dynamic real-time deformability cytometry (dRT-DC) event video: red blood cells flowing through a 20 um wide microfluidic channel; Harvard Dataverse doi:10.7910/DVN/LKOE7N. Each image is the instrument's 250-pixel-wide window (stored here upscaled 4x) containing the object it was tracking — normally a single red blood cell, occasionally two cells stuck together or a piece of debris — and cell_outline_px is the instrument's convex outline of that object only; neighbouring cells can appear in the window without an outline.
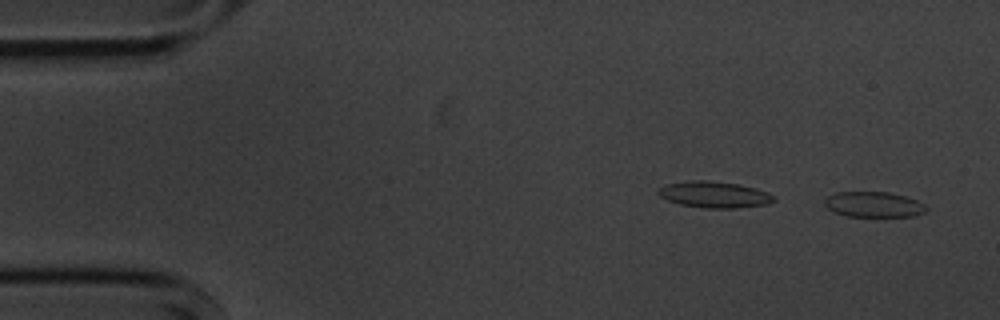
{"species": "common noctule bat (a hibernating species)", "species_latin": "Nyctalus noctula", "temperature_condition": "cold", "stored_images_in_passage": 4, "camera_frame_rate_fps": 3000, "um_per_image_px": 0.085, "animal": {"sex": "male", "body_mass_g": 20.1, "forearm_length_mm": 53.5}, "frame": {"image": 1, "passage_image": 1, "time_ms": 0.0, "image_size_px": [1000, 320], "cell_outline_px": [[928, 208], [924, 212], [916, 216], [848, 216], [836, 212], [828, 208], [824, 204], [824, 200], [828, 196], [836, 192], [888, 192], [904, 196], [916, 200], [924, 204]], "centroid_in_image_um": [74.27, 17.38], "position_along_channel_um": 10.7, "area_um2": 14.91}}
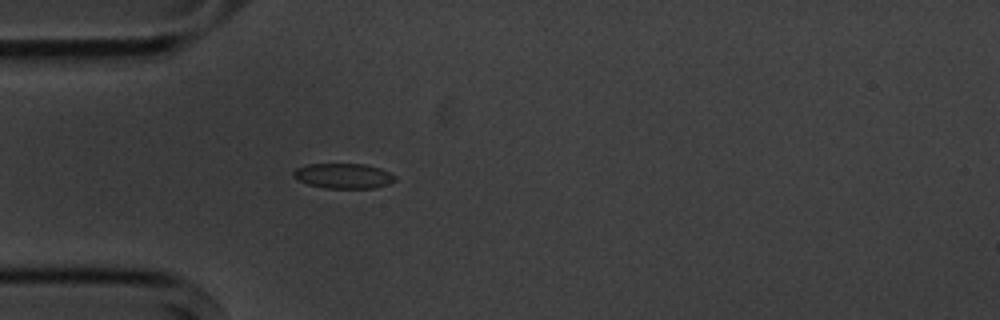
{"frame": {"image": 2, "passage_image": 4, "time_ms": 4.333, "image_size_px": [1000, 320], "cell_outline_px": [[396, 180], [388, 184], [372, 188], [328, 188], [308, 184], [292, 176], [292, 172], [296, 168], [308, 164], [364, 164], [380, 168], [396, 176]], "centroid_in_image_um": [29.19, 14.94], "position_along_channel_um": 55.8, "area_um2": 14.74}}